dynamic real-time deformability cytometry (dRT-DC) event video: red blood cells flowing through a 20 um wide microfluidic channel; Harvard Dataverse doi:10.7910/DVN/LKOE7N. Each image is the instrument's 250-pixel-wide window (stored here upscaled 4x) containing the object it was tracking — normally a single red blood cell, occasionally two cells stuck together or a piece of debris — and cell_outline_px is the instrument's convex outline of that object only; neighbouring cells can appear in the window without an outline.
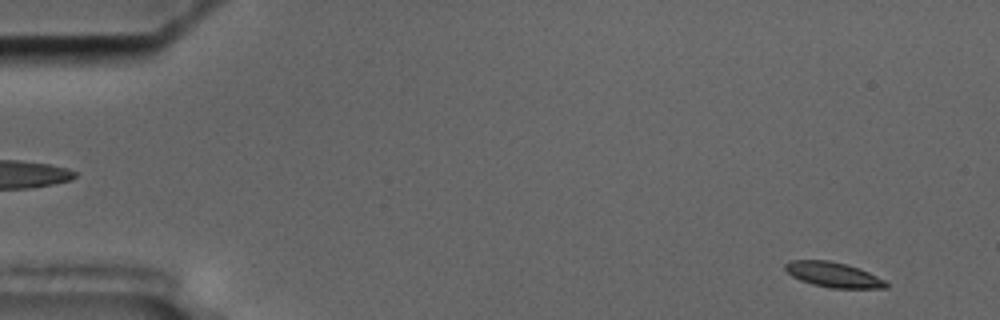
{"species": "common noctule bat (a hibernating species)", "species_latin": "Nyctalus noctula", "temperature_condition": "cold", "stored_images_in_passage": 56, "camera_frame_rate_fps": 3000, "um_per_image_px": 0.085, "animal": {"sex": "male", "body_mass_g": 17.5, "forearm_length_mm": 52.3}, "frame": {"image": 1, "passage_image": 4, "time_ms": 1.0, "image_size_px": [1000, 320], "cell_outline_px": [[888, 288], [828, 288], [812, 284], [800, 280], [792, 276], [784, 268], [784, 264], [788, 260], [828, 260], [848, 264], [860, 268], [884, 280], [888, 284]], "centroid_in_image_um": [70.81, 23.34], "position_along_channel_um": 14.2, "area_um2": 14.85}}
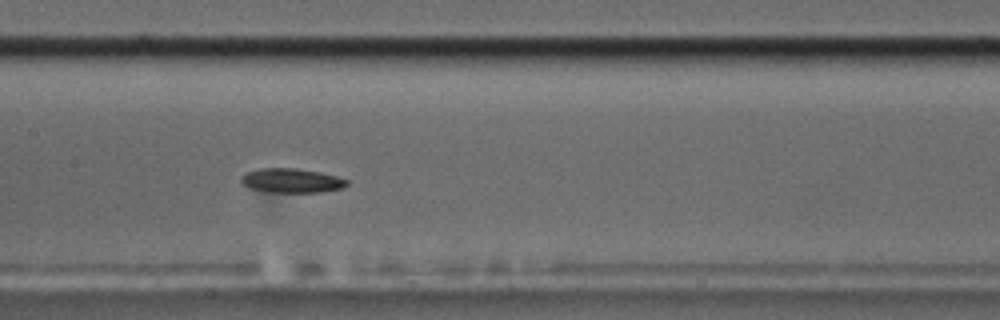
{"frame": {"image": 2, "passage_image": 28, "time_ms": 9.0, "image_size_px": [1000, 320], "cell_outline_px": [[348, 184], [340, 188], [324, 192], [272, 192], [248, 188], [240, 180], [240, 176], [244, 172], [260, 168], [296, 168], [320, 172], [336, 176], [348, 180]], "centroid_in_image_um": [24.75, 15.34], "position_along_channel_um": 182.7, "area_um2": 15.03}}
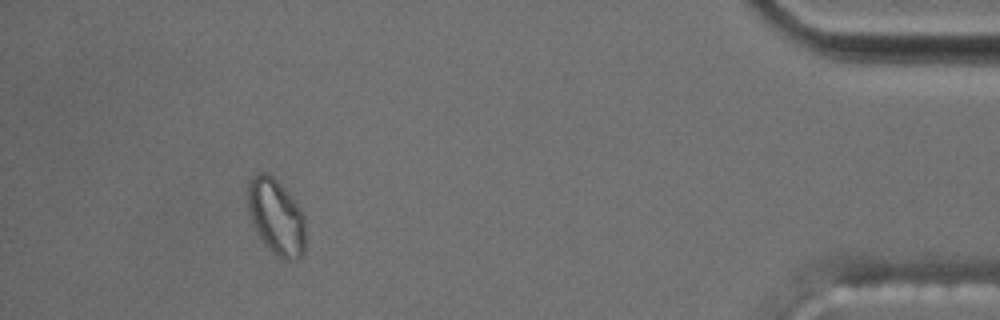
{"frame": {"image": 3, "passage_image": 52, "time_ms": 17.0, "image_size_px": [1000, 320], "cell_outline_px": [[304, 252], [296, 260], [284, 260], [268, 248], [252, 224], [248, 212], [248, 180], [260, 172], [264, 172], [272, 176], [296, 200], [304, 216]], "centroid_in_image_um": [23.47, 18.42], "position_along_channel_um": 411.7, "area_um2": 25.37}, "authors_computed_cell_mechanics": {"area_um2": 15.3459, "velocity_mm_per_s": 3.5825, "shape_relaxation_time_tau1_ms": 10.1915, "shape_relaxation_time_tau2_ms": null, "deformation_change_tau1": 0.2117, "deformation_change_tau2": null}}